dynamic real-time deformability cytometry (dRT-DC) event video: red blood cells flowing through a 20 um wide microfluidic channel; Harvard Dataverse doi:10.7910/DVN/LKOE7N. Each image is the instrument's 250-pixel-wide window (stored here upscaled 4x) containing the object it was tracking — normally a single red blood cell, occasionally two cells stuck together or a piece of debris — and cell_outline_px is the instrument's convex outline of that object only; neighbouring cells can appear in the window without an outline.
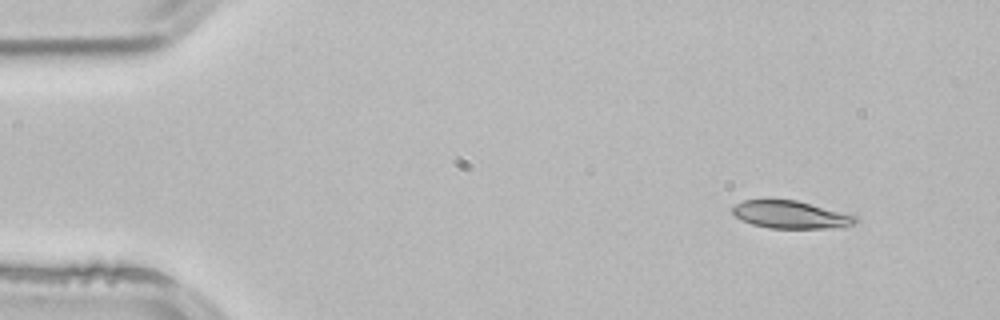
{"species": "common noctule bat (a hibernating species)", "species_latin": "Nyctalus noctula", "temperature_condition": "room temperature", "stored_images_in_passage": 3, "camera_frame_rate_fps": 3000, "um_per_image_px": 0.085, "animal": {"sex": "male", "body_mass_g": 21.5, "forearm_length_mm": 52.0}, "frame": {"image": 1, "passage_image": 1, "time_ms": 0.0, "image_size_px": [1000, 320], "cell_outline_px": [[860, 220], [852, 224], [824, 228], [768, 228], [752, 224], [740, 220], [732, 212], [732, 208], [736, 204], [744, 200], [796, 200], [856, 216]], "centroid_in_image_um": [67.15, 18.25], "position_along_channel_um": 17.8, "area_um2": 19.42}}